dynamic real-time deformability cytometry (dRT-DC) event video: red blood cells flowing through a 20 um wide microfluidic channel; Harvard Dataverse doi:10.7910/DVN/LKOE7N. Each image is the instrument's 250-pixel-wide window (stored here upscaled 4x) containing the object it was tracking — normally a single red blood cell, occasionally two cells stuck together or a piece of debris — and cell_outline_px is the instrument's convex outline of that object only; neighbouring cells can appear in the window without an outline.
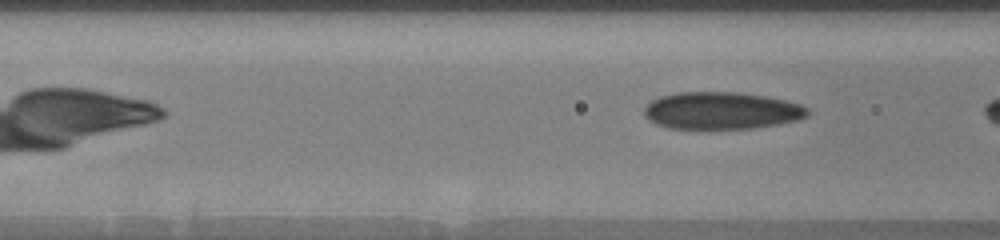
{"species": "human", "species_latin": "Homo sapiens", "temperature_condition": "warm", "stored_images_in_passage": 11, "camera_frame_rate_fps": 3000, "um_per_image_px": 0.085, "donor": {"sex": "male"}, "frame": {"image": 1, "passage_image": 11, "time_ms": 4.0, "image_size_px": [1000, 240], "cell_outline_px": [[808, 116], [796, 120], [776, 124], [752, 128], [668, 128], [656, 124], [648, 120], [644, 116], [644, 108], [652, 100], [660, 96], [676, 92], [740, 92], [764, 96], [784, 100], [800, 104], [808, 108]], "centroid_in_image_um": [61.29, 9.39], "position_along_channel_um": 105.3, "area_um2": 35.32}}